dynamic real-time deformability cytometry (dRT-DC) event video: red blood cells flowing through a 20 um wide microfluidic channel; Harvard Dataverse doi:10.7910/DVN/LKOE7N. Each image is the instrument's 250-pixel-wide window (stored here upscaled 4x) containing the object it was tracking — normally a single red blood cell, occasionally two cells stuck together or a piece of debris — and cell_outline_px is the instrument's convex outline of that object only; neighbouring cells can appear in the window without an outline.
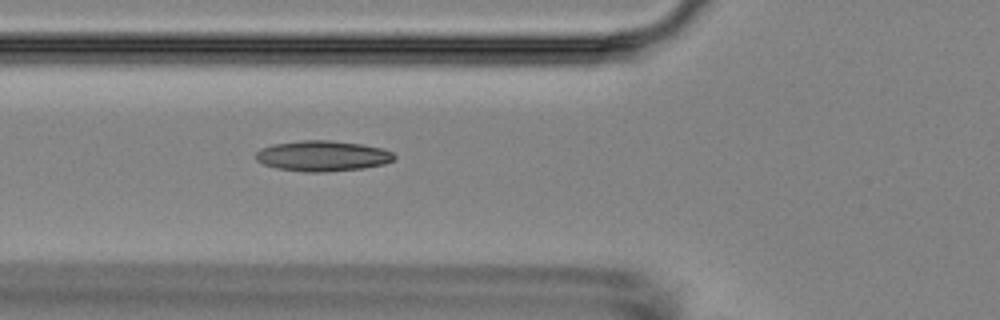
{"species": "Egyptian fruit bat (a non-hibernating species)", "species_latin": "Rousettus aegyptiacus", "temperature_condition": "room temperature", "stored_images_in_passage": 4, "camera_frame_rate_fps": 3000, "um_per_image_px": 0.085, "animal": {"sex": "female"}, "frame": {"image": 1, "passage_image": 3, "time_ms": 2.333, "image_size_px": [1000, 320], "cell_outline_px": [[396, 156], [392, 160], [384, 164], [364, 168], [324, 172], [304, 172], [276, 168], [264, 164], [256, 160], [256, 152], [260, 148], [272, 144], [300, 140], [332, 140], [360, 144], [384, 148], [392, 152]], "centroid_in_image_um": [27.4, 13.25], "position_along_channel_um": 98.4, "area_um2": 24.8}}